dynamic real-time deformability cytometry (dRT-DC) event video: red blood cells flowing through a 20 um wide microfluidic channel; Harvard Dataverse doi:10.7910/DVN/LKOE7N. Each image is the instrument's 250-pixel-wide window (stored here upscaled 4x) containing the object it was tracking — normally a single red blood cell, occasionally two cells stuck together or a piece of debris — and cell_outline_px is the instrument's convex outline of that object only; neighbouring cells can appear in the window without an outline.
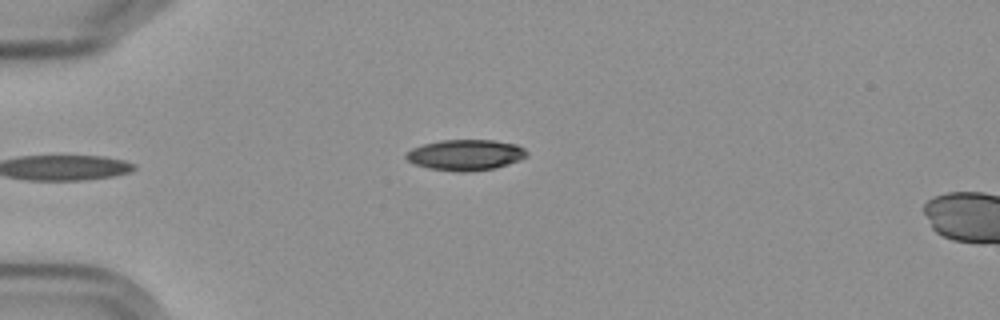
{"species": "Egyptian fruit bat (a non-hibernating species)", "species_latin": "Rousettus aegyptiacus", "temperature_condition": "cold", "stored_images_in_passage": 5, "camera_frame_rate_fps": 3000, "um_per_image_px": 0.085, "frame": {"image": 1, "passage_image": 5, "time_ms": 5.0, "image_size_px": [1000, 320], "cell_outline_px": [[528, 156], [520, 160], [496, 168], [468, 172], [456, 172], [428, 168], [416, 164], [408, 160], [404, 156], [412, 148], [424, 144], [440, 140], [492, 140], [516, 144], [524, 148], [528, 152]], "centroid_in_image_um": [39.6, 13.17], "position_along_channel_um": 45.4, "area_um2": 21.73}}